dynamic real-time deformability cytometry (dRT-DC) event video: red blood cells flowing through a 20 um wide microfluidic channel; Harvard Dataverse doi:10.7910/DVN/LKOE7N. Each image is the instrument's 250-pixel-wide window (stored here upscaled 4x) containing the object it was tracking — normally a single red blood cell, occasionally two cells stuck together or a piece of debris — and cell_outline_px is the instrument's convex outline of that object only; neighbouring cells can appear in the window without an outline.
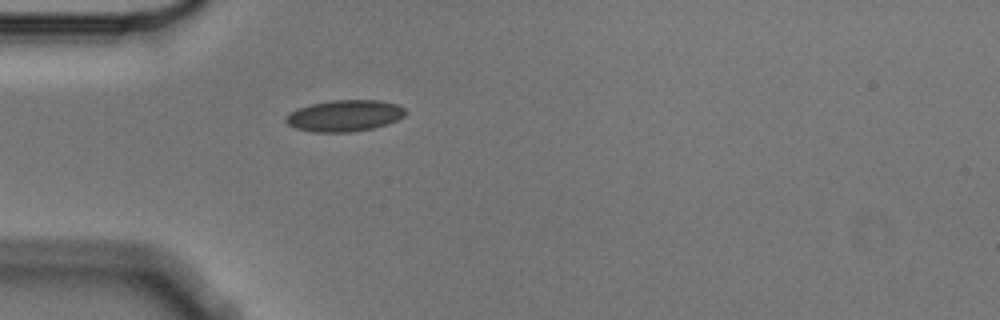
{"species": "Egyptian fruit bat (a non-hibernating species)", "species_latin": "Rousettus aegyptiacus", "temperature_condition": "cold", "stored_images_in_passage": 4, "camera_frame_rate_fps": 3000, "um_per_image_px": 0.085, "animal": {"sex": "male"}, "frame": {"image": 1, "passage_image": 4, "time_ms": 1.0, "image_size_px": [1000, 320], "cell_outline_px": [[408, 112], [404, 116], [396, 120], [372, 128], [352, 132], [312, 132], [296, 128], [288, 124], [284, 120], [288, 112], [296, 108], [312, 104], [332, 100], [380, 100], [396, 104], [404, 108]], "centroid_in_image_um": [29.26, 9.83], "position_along_channel_um": 55.7, "area_um2": 21.91}}